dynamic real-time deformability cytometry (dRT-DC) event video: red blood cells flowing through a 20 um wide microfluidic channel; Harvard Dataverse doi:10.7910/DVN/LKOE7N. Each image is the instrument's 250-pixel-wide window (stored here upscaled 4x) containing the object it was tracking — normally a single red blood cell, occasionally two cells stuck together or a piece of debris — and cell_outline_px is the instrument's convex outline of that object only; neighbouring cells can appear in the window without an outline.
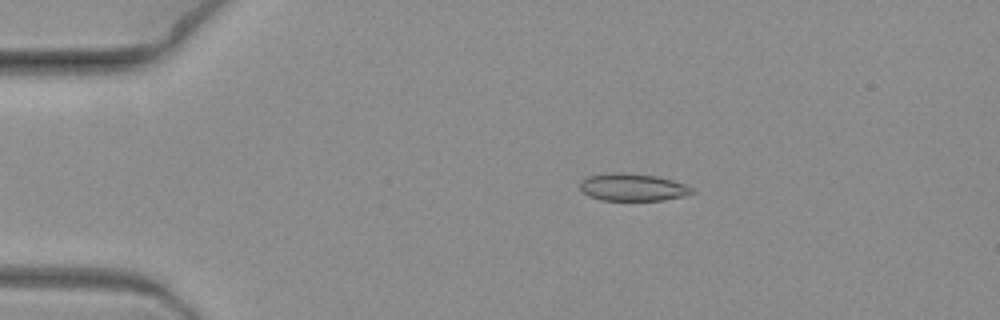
{"species": "common noctule bat (a hibernating species)", "species_latin": "Nyctalus noctula", "temperature_condition": "warm", "stored_images_in_passage": 8, "camera_frame_rate_fps": 3000, "um_per_image_px": 0.085, "animal": {"sex": "female", "body_mass_g": 19.3, "forearm_length_mm": 54.1}, "frame": {"image": 1, "passage_image": 3, "time_ms": 0.667, "image_size_px": [1000, 320], "cell_outline_px": [[696, 192], [664, 200], [600, 200], [588, 196], [580, 188], [580, 180], [588, 176], [612, 172], [624, 172], [656, 176], [672, 180], [684, 184], [692, 188]], "centroid_in_image_um": [53.74, 15.91], "position_along_channel_um": 31.3, "area_um2": 17.86}}
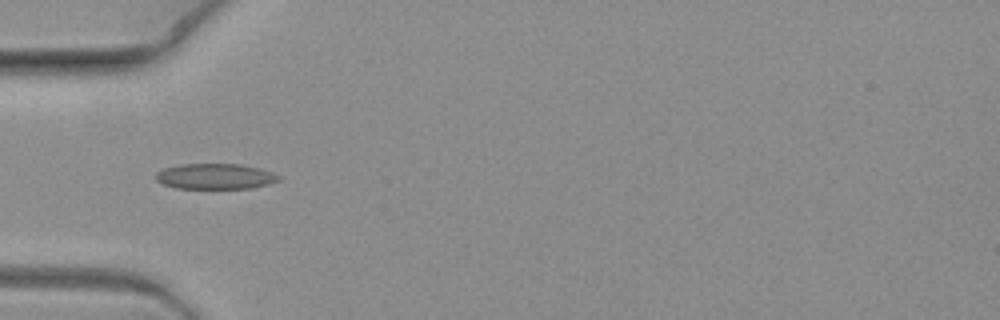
{"frame": {"image": 2, "passage_image": 6, "time_ms": 1.667, "image_size_px": [1000, 320], "cell_outline_px": [[280, 180], [268, 184], [252, 188], [176, 188], [164, 184], [156, 180], [156, 172], [164, 168], [180, 164], [240, 164], [260, 168], [272, 172], [280, 176]], "centroid_in_image_um": [18.3, 14.98], "position_along_channel_um": 66.7, "area_um2": 18.26}}
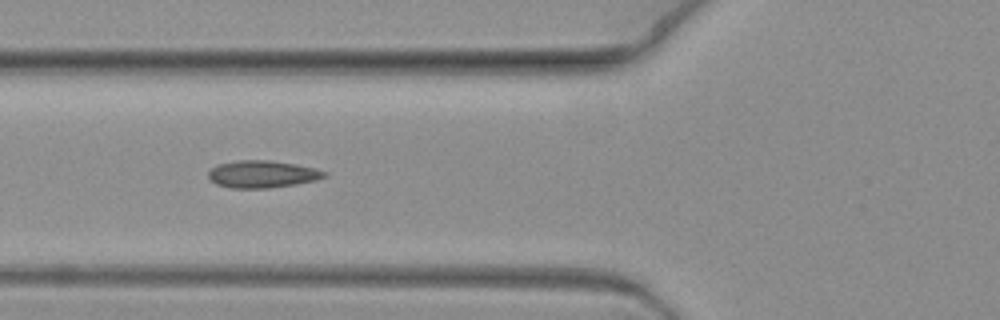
{"frame": {"image": 3, "passage_image": 7, "time_ms": 2.0, "image_size_px": [1000, 320], "cell_outline_px": [[328, 176], [316, 180], [296, 184], [268, 188], [228, 188], [216, 184], [208, 176], [208, 172], [212, 168], [220, 164], [240, 160], [268, 160], [296, 164], [316, 168], [328, 172]], "centroid_in_image_um": [22.34, 14.81], "position_along_channel_um": 103.5, "area_um2": 18.44}}